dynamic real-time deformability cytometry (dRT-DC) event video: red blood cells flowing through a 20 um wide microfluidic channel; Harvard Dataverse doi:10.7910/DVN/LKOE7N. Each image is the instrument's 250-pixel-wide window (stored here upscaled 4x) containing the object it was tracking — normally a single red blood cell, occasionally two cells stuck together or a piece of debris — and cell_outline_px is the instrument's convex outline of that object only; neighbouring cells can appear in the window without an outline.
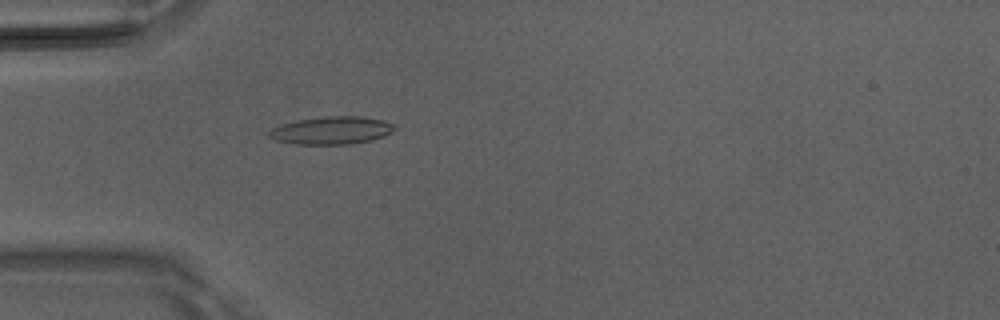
{"species": "Egyptian fruit bat (a non-hibernating species)", "species_latin": "Rousettus aegyptiacus", "temperature_condition": "room temperature", "stored_images_in_passage": 1, "camera_frame_rate_fps": 3000, "um_per_image_px": 0.085, "animal": {"sex": "male"}, "frame": {"image": 1, "passage_image": 1, "time_ms": 0.0, "image_size_px": [1000, 320], "cell_outline_px": [[396, 128], [392, 132], [384, 136], [372, 140], [348, 144], [296, 144], [276, 140], [268, 136], [268, 132], [272, 128], [296, 120], [324, 116], [364, 116], [384, 120], [396, 124]], "centroid_in_image_um": [28.24, 11.07], "position_along_channel_um": 56.8, "area_um2": 20.4}}